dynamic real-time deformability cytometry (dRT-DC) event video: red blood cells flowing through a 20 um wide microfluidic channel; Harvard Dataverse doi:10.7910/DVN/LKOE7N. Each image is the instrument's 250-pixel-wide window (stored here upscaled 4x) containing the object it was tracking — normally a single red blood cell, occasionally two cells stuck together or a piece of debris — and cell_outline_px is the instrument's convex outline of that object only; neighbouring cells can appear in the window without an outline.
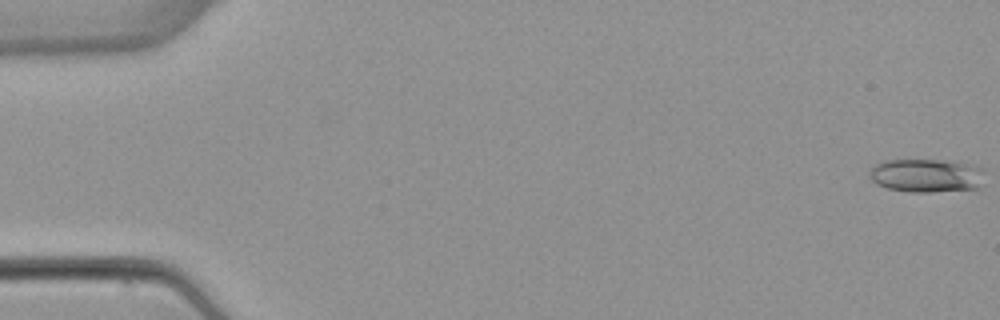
{"species": "common noctule bat (a hibernating species)", "species_latin": "Nyctalus noctula", "temperature_condition": "warm", "stored_images_in_passage": 54, "camera_frame_rate_fps": 3000, "um_per_image_px": 0.085, "animal": {"sex": "female", "body_mass_g": 22.7, "forearm_length_mm": 54.2}, "frame": {"image": 1, "passage_image": 1, "time_ms": 0.0, "image_size_px": [1000, 320], "cell_outline_px": [[984, 184], [980, 188], [932, 192], [908, 192], [888, 188], [876, 184], [868, 176], [868, 172], [876, 164], [884, 160], [952, 160], [976, 164], [984, 168]], "centroid_in_image_um": [78.82, 14.91], "position_along_channel_um": 6.2, "area_um2": 23.18}}
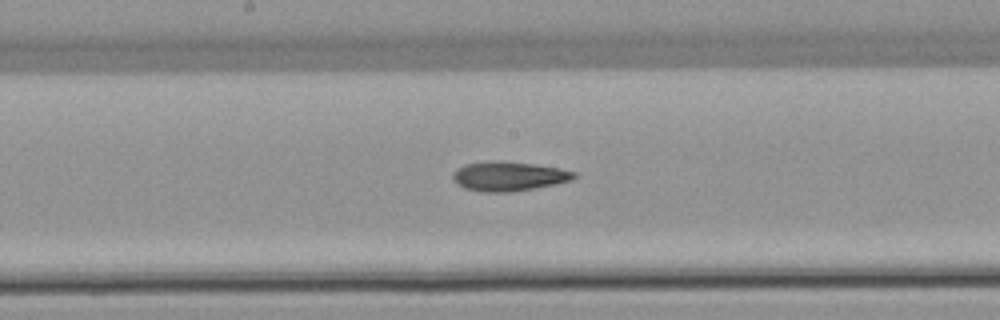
{"frame": {"image": 2, "passage_image": 28, "time_ms": 9.0, "image_size_px": [1000, 320], "cell_outline_px": [[576, 176], [572, 180], [556, 184], [536, 188], [508, 192], [484, 192], [464, 188], [456, 184], [452, 176], [452, 172], [456, 168], [464, 164], [492, 160], [504, 160], [536, 164], [560, 168], [576, 172]], "centroid_in_image_um": [43.22, 14.96], "position_along_channel_um": 205.0, "area_um2": 21.15}}
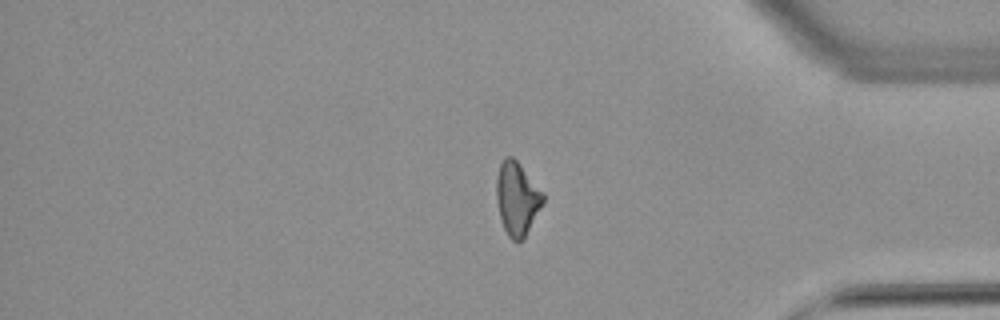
{"frame": {"image": 3, "passage_image": 44, "time_ms": 14.333, "image_size_px": [1000, 320], "cell_outline_px": [[544, 200], [524, 240], [512, 240], [508, 236], [504, 228], [500, 216], [496, 200], [496, 180], [500, 164], [504, 156], [512, 156], [520, 164], [544, 192]], "centroid_in_image_um": [43.95, 16.86], "position_along_channel_um": 391.3, "area_um2": 19.88}, "authors_computed_cell_mechanics": {"area_um2": 20.3456, "velocity_mm_per_s": 3.9247, "shape_relaxation_time_tau1_ms": null, "shape_relaxation_time_tau2_ms": 7.2634, "deformation_change_tau1": null, "deformation_change_tau2": 0.1926}}